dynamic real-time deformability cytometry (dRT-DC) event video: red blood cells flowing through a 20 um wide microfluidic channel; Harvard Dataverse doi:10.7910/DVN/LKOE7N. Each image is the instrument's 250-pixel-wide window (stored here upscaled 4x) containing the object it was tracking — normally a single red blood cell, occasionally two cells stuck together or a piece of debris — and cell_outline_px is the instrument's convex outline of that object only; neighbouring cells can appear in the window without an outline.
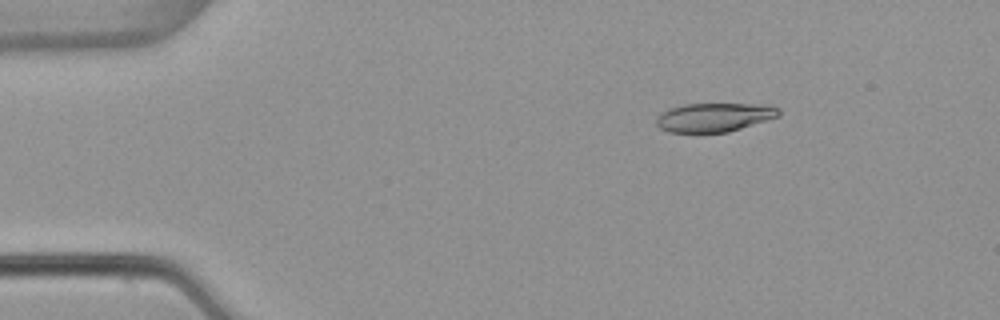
{"species": "common noctule bat (a hibernating species)", "species_latin": "Nyctalus noctula", "temperature_condition": "warm", "stored_images_in_passage": 41, "camera_frame_rate_fps": 3000, "um_per_image_px": 0.085, "animal": {"sex": "female", "body_mass_g": 22.7, "forearm_length_mm": 54.2}, "frame": {"image": 1, "passage_image": 1, "time_ms": 0.0, "image_size_px": [1000, 320], "cell_outline_px": [[780, 116], [768, 120], [728, 132], [668, 132], [660, 128], [656, 124], [656, 116], [660, 112], [668, 108], [684, 104], [768, 104], [780, 108]], "centroid_in_image_um": [60.71, 9.96], "position_along_channel_um": 24.3, "area_um2": 20.81}}
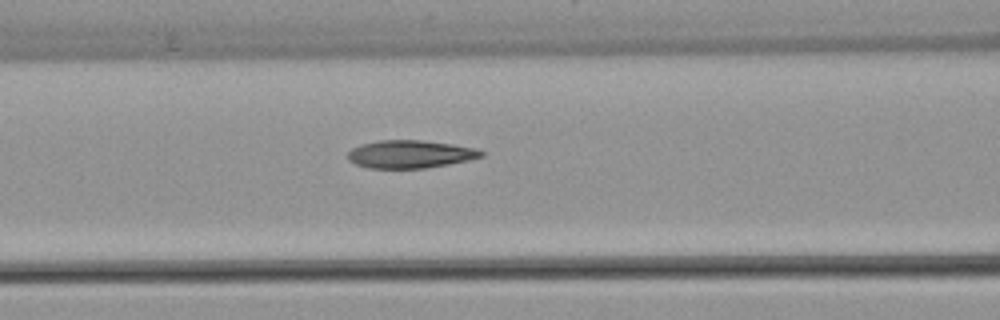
{"frame": {"image": 2, "passage_image": 15, "time_ms": 4.667, "image_size_px": [1000, 320], "cell_outline_px": [[484, 156], [468, 160], [448, 164], [424, 168], [368, 168], [356, 164], [348, 160], [348, 152], [352, 148], [360, 144], [380, 140], [420, 140], [452, 144], [476, 148], [484, 152]], "centroid_in_image_um": [34.85, 13.1], "position_along_channel_um": 131.7, "area_um2": 21.62}}
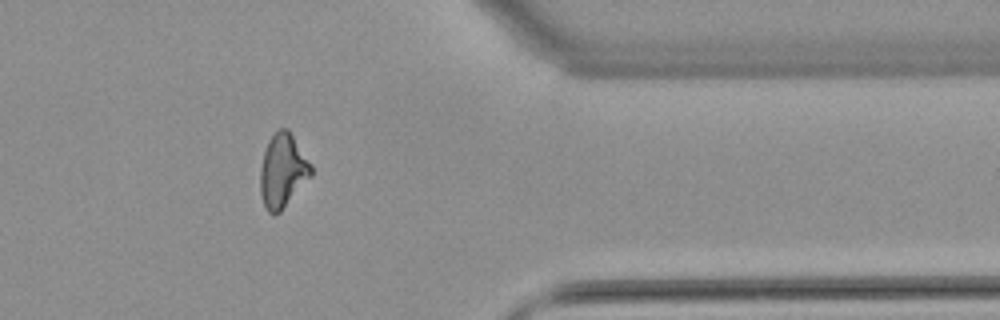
{"frame": {"image": 3, "passage_image": 36, "time_ms": 11.667, "image_size_px": [1000, 320], "cell_outline_px": [[312, 176], [280, 212], [272, 216], [268, 212], [264, 204], [260, 192], [260, 168], [264, 152], [268, 140], [280, 128], [288, 128], [312, 164]], "centroid_in_image_um": [24.04, 14.52], "position_along_channel_um": 387.4, "area_um2": 21.96}, "authors_computed_cell_mechanics": {"area_um2": 21.675, "velocity_mm_per_s": 3.8964, "shape_relaxation_time_tau1_ms": 6.3955, "shape_relaxation_time_tau2_ms": 2.3994, "deformation_change_tau1": 0.2218, "deformation_change_tau2": 0.1141}}